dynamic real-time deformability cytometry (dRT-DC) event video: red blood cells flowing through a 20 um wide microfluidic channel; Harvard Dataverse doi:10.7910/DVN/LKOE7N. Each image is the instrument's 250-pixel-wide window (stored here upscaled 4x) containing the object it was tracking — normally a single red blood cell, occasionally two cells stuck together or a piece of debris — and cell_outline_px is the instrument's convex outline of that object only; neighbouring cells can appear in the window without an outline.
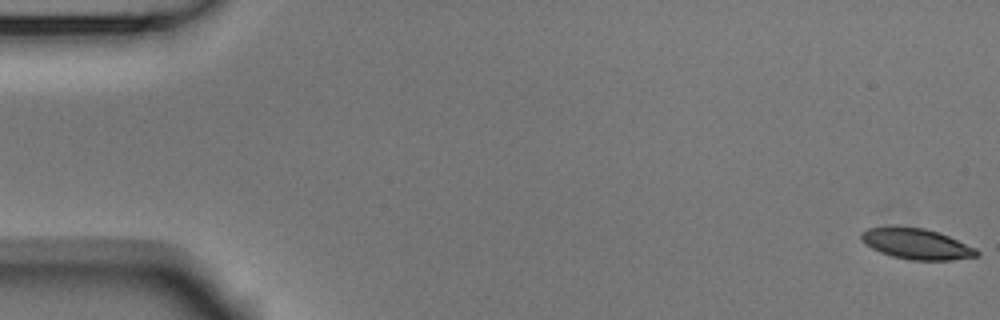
{"species": "Egyptian fruit bat (a non-hibernating species)", "species_latin": "Rousettus aegyptiacus", "temperature_condition": "room temperature", "stored_images_in_passage": 54, "camera_frame_rate_fps": 3000, "um_per_image_px": 0.085, "animal": {"sex": "male"}, "frame": {"image": 1, "passage_image": 1, "time_ms": 0.0, "image_size_px": [1000, 320], "cell_outline_px": [[980, 256], [952, 260], [908, 260], [892, 256], [880, 252], [864, 244], [860, 240], [860, 232], [868, 228], [892, 224], [896, 224], [924, 228], [948, 236], [976, 248], [980, 252]], "centroid_in_image_um": [77.84, 20.7], "position_along_channel_um": 7.2, "area_um2": 21.27}}
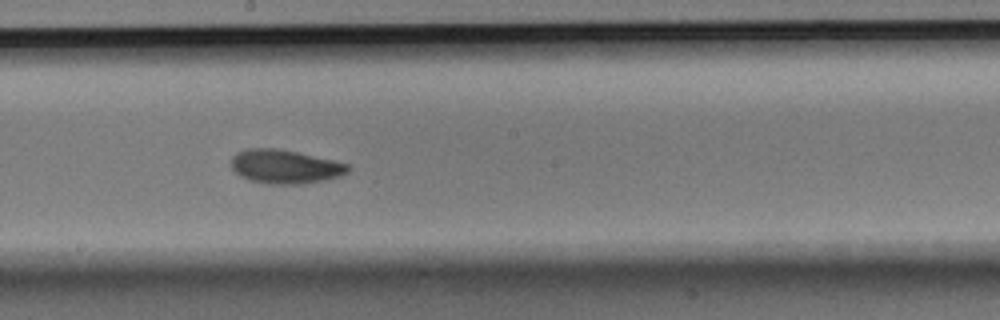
{"frame": {"image": 2, "passage_image": 30, "time_ms": 9.667, "image_size_px": [1000, 320], "cell_outline_px": [[352, 168], [348, 172], [340, 176], [324, 180], [304, 184], [268, 184], [248, 180], [240, 176], [232, 168], [232, 156], [236, 152], [248, 148], [280, 148], [332, 160], [348, 164]], "centroid_in_image_um": [24.22, 14.16], "position_along_channel_um": 224.0, "area_um2": 23.18}}
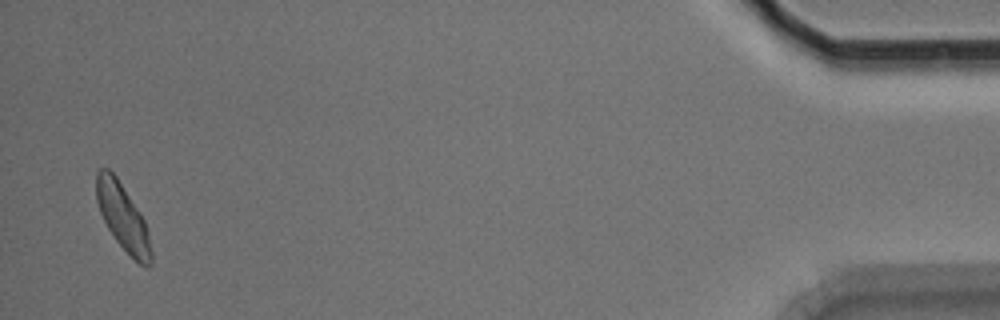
{"frame": {"image": 3, "passage_image": 53, "time_ms": 17.333, "image_size_px": [1000, 320], "cell_outline_px": [[152, 264], [148, 268], [140, 264], [116, 240], [108, 228], [100, 212], [96, 200], [96, 172], [100, 168], [108, 168], [116, 176], [140, 212], [144, 220], [148, 232], [152, 252]], "centroid_in_image_um": [10.44, 18.44], "position_along_channel_um": 424.8, "area_um2": 20.98}, "authors_computed_cell_mechanics": {"area_um2": 21.8484, "velocity_mm_per_s": 3.7348, "shape_relaxation_time_tau1_ms": 3.0899, "shape_relaxation_time_tau2_ms": 3.8473, "deformation_change_tau1": 0.0987, "deformation_change_tau2": 0.0914}}